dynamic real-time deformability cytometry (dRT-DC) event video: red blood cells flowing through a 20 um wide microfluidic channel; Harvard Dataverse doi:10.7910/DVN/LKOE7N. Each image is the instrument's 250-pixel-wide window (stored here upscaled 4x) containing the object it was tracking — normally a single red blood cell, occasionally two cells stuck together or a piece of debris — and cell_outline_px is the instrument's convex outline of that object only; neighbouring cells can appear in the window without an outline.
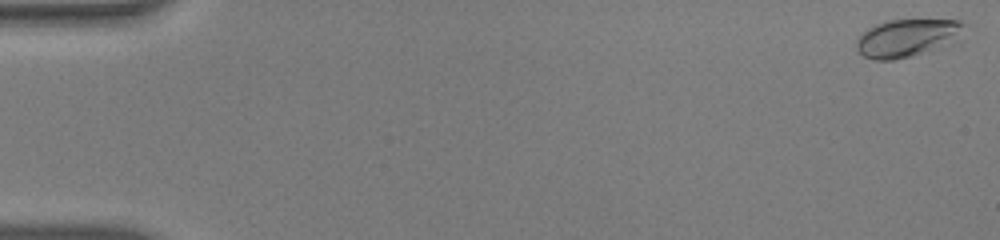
{"species": "human", "species_latin": "Homo sapiens", "temperature_condition": "warm", "stored_images_in_passage": 55, "camera_frame_rate_fps": 3000, "um_per_image_px": 0.085, "donor": {"sex": "male"}, "frame": {"image": 1, "passage_image": 2, "time_ms": 0.333, "image_size_px": [1000, 240], "cell_outline_px": [[964, 24], [960, 44], [912, 56], [892, 60], [876, 60], [864, 56], [856, 48], [856, 40], [868, 28], [876, 24], [888, 20], [960, 20]], "centroid_in_image_um": [77.21, 3.24], "position_along_channel_um": 7.8, "area_um2": 24.28}}
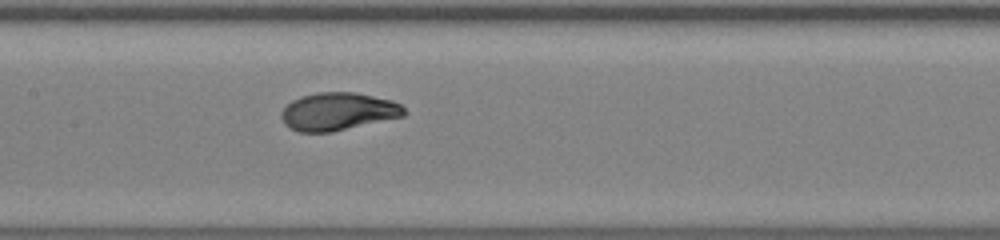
{"frame": {"image": 2, "passage_image": 28, "time_ms": 9.0, "image_size_px": [1000, 240], "cell_outline_px": [[408, 112], [404, 116], [332, 132], [300, 132], [284, 124], [280, 116], [280, 112], [292, 100], [300, 96], [316, 92], [356, 92], [392, 100], [400, 104]], "centroid_in_image_um": [28.73, 9.47], "position_along_channel_um": 178.7, "area_um2": 27.17}}
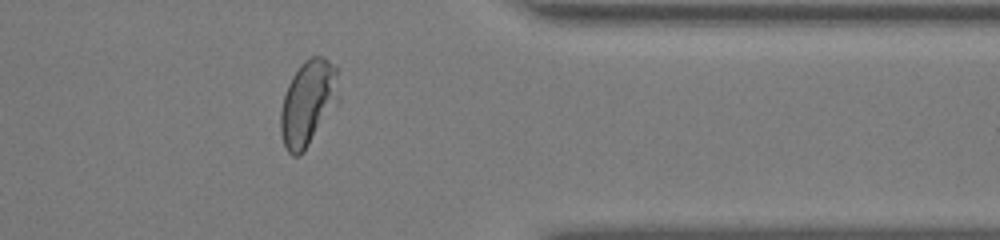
{"frame": {"image": 3, "passage_image": 45, "time_ms": 14.667, "image_size_px": [1000, 240], "cell_outline_px": [[336, 76], [332, 96], [304, 152], [300, 156], [292, 156], [288, 152], [284, 144], [280, 132], [280, 112], [284, 96], [288, 84], [292, 76], [300, 64], [304, 60], [312, 56], [320, 56], [336, 64]], "centroid_in_image_um": [26.01, 8.7], "position_along_channel_um": 385.4, "area_um2": 26.47}, "authors_computed_cell_mechanics": {"area_um2": 26.4724, "velocity_mm_per_s": 3.8554, "shape_relaxation_time_tau1_ms": 3.3332, "shape_relaxation_time_tau2_ms": null, "deformation_change_tau1": 0.2207, "deformation_change_tau2": null}}